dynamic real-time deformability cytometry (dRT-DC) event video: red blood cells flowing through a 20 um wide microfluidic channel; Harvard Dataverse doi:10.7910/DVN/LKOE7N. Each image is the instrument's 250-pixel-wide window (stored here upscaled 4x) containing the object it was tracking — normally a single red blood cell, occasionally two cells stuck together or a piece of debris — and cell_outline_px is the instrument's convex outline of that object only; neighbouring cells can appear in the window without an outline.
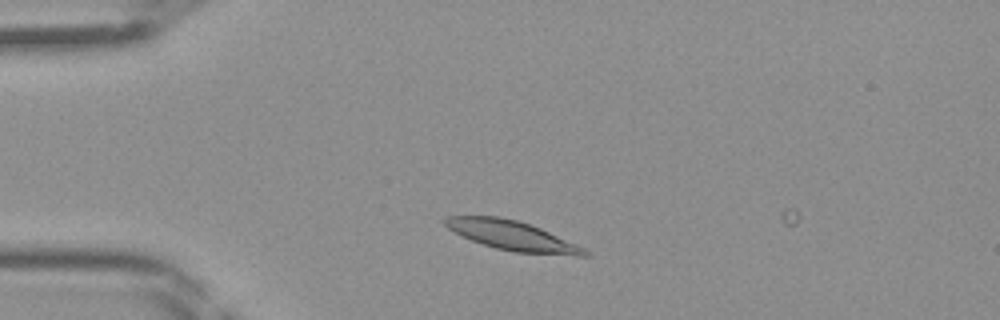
{"species": "Egyptian fruit bat (a non-hibernating species)", "species_latin": "Rousettus aegyptiacus", "temperature_condition": "room temperature", "stored_images_in_passage": 7, "camera_frame_rate_fps": 3000, "um_per_image_px": 0.085, "frame": {"image": 1, "passage_image": 6, "time_ms": 1.667, "image_size_px": [1000, 320], "cell_outline_px": [[592, 256], [576, 256], [516, 252], [496, 248], [472, 240], [448, 228], [444, 224], [444, 220], [448, 216], [496, 216], [516, 220], [540, 228], [584, 248]], "centroid_in_image_um": [43.56, 20.03], "position_along_channel_um": 41.4, "area_um2": 23.47}}